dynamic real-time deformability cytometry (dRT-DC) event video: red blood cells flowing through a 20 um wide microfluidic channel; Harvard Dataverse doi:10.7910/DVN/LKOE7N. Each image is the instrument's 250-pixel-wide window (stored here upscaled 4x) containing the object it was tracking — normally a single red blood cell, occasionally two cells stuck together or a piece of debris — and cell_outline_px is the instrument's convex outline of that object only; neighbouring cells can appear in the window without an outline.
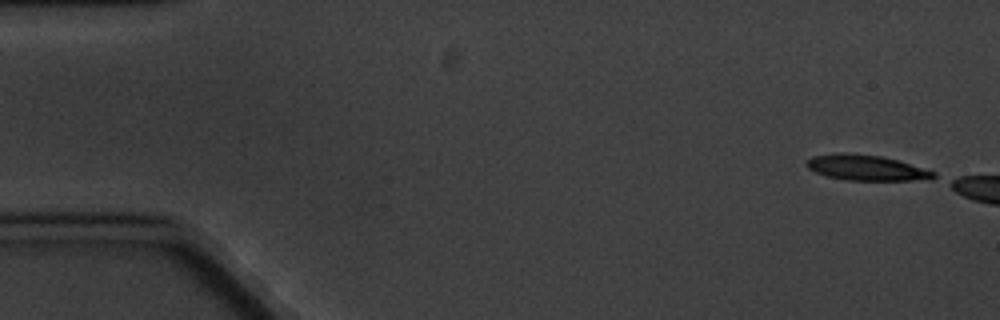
{"species": "common noctule bat (a hibernating species)", "species_latin": "Nyctalus noctula", "temperature_condition": "cold", "stored_images_in_passage": 2, "camera_frame_rate_fps": 3000, "um_per_image_px": 0.085, "animal": {"sex": "male", "body_mass_g": 20.1, "forearm_length_mm": 53.5}, "frame": {"image": 1, "passage_image": 1, "time_ms": 0.0, "image_size_px": [1000, 320], "cell_outline_px": [[936, 176], [932, 180], [848, 180], [828, 176], [816, 172], [808, 168], [804, 164], [812, 156], [836, 152], [844, 152], [880, 156], [896, 160], [936, 172]], "centroid_in_image_um": [73.62, 14.25], "position_along_channel_um": 11.4, "area_um2": 18.79}}